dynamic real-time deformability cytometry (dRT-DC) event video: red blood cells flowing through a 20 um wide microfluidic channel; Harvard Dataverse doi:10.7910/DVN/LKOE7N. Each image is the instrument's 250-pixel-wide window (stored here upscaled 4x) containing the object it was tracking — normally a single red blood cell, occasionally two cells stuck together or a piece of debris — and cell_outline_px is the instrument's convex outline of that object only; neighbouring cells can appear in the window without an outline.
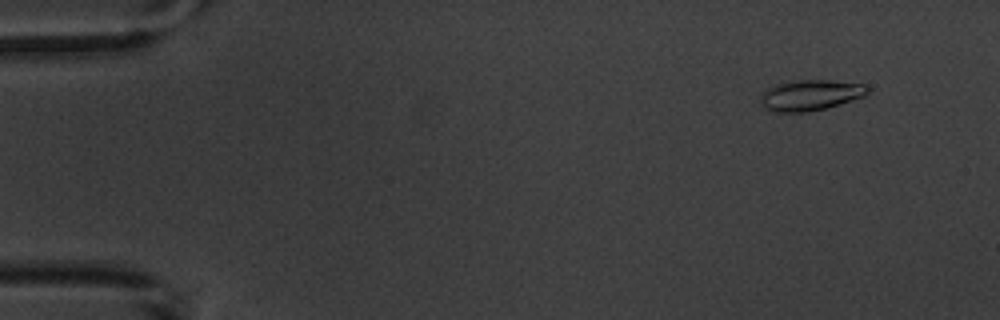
{"species": "common noctule bat (a hibernating species)", "species_latin": "Nyctalus noctula", "temperature_condition": "warm", "stored_images_in_passage": 6, "camera_frame_rate_fps": 3000, "um_per_image_px": 0.085, "animal": {"sex": "male", "body_mass_g": 20.1, "forearm_length_mm": 53.5}, "frame": {"image": 1, "passage_image": 2, "time_ms": 1.333, "image_size_px": [1000, 320], "cell_outline_px": [[872, 88], [864, 96], [840, 104], [808, 112], [776, 112], [764, 108], [760, 104], [760, 96], [768, 88], [776, 84], [792, 80], [828, 80], [864, 84]], "centroid_in_image_um": [68.88, 8.08], "position_along_channel_um": 16.1, "area_um2": 19.25}}